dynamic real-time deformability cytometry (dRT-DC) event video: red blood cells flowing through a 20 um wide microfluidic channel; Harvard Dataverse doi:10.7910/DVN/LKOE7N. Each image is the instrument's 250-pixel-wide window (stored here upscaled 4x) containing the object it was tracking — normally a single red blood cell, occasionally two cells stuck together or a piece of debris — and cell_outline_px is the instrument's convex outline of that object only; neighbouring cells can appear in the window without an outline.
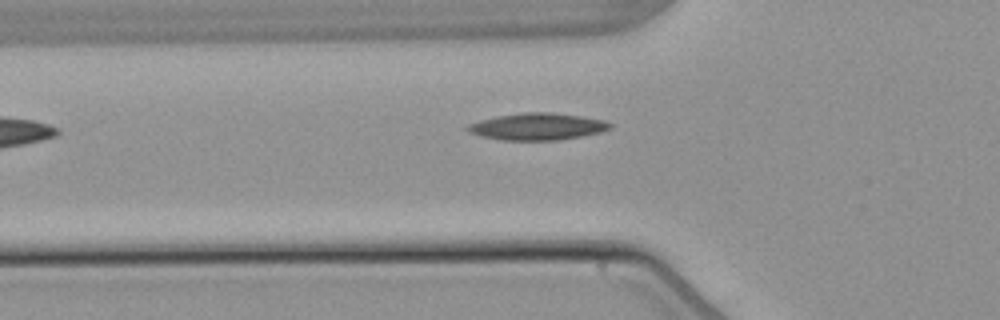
{"species": "common noctule bat (a hibernating species)", "species_latin": "Nyctalus noctula", "temperature_condition": "warm", "stored_images_in_passage": 4, "camera_frame_rate_fps": 3000, "um_per_image_px": 0.085, "animal": {"sex": "male", "body_mass_g": 21.5, "forearm_length_mm": 52.0}, "frame": {"image": 1, "passage_image": 4, "time_ms": 4.333, "image_size_px": [1000, 320], "cell_outline_px": [[612, 128], [600, 132], [584, 136], [560, 140], [500, 140], [480, 136], [468, 132], [464, 128], [468, 124], [480, 120], [496, 116], [524, 112], [552, 112], [580, 116], [604, 120], [612, 124]], "centroid_in_image_um": [45.66, 10.76], "position_along_channel_um": 80.1, "area_um2": 22.54}}